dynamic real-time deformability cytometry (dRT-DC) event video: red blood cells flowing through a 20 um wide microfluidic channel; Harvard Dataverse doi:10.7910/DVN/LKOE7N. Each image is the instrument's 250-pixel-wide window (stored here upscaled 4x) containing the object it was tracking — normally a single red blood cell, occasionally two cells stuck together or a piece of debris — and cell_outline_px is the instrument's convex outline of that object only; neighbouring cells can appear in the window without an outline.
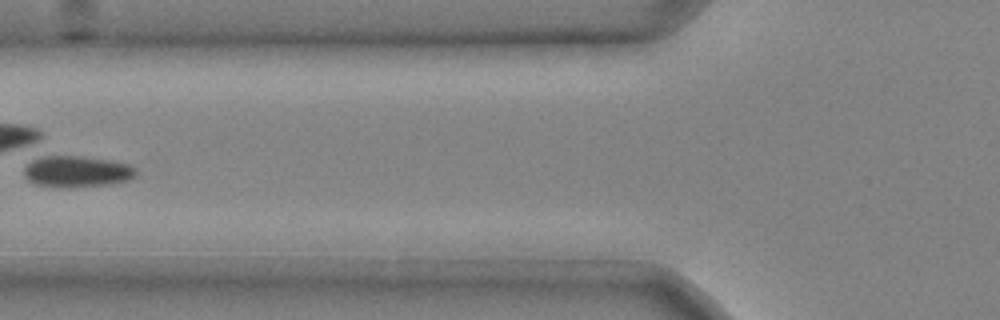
{"species": "common noctule bat (a hibernating species)", "species_latin": "Nyctalus noctula", "temperature_condition": "cold", "stored_images_in_passage": 6, "camera_frame_rate_fps": 3000, "um_per_image_px": 0.085, "animal": {"sex": "male", "body_mass_g": 20.4}, "frame": {"image": 1, "passage_image": 6, "time_ms": 1.667, "image_size_px": [1000, 320], "cell_outline_px": [[136, 176], [128, 180], [112, 184], [68, 188], [36, 184], [28, 180], [24, 176], [24, 168], [40, 152], [44, 152], [80, 156], [112, 160], [128, 164], [136, 168]], "centroid_in_image_um": [6.47, 14.53], "position_along_channel_um": 119.3, "area_um2": 21.33}}